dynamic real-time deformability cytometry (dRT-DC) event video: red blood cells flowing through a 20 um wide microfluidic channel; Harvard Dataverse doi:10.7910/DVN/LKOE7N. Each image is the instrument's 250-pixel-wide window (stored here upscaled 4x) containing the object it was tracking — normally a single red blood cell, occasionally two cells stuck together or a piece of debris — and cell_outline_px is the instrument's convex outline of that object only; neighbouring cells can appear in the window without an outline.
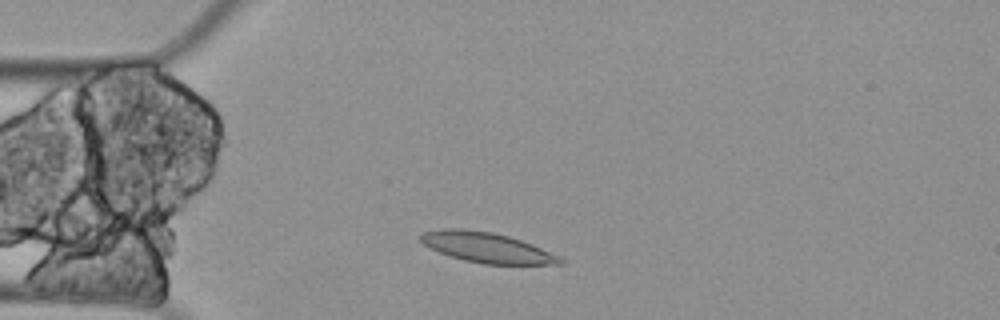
{"species": "Egyptian fruit bat (a non-hibernating species)", "species_latin": "Rousettus aegyptiacus", "temperature_condition": "cold", "stored_images_in_passage": 6, "camera_frame_rate_fps": 3000, "um_per_image_px": 0.085, "animal": {"sex": "female"}, "frame": {"image": 1, "passage_image": 1, "time_ms": 0.0, "image_size_px": [1000, 320], "cell_outline_px": [[568, 264], [484, 264], [464, 260], [440, 252], [424, 244], [420, 240], [420, 236], [424, 232], [440, 228], [460, 228], [492, 232], [508, 236], [532, 244], [560, 256]], "centroid_in_image_um": [41.41, 21.04], "position_along_channel_um": 43.6, "area_um2": 24.39}}
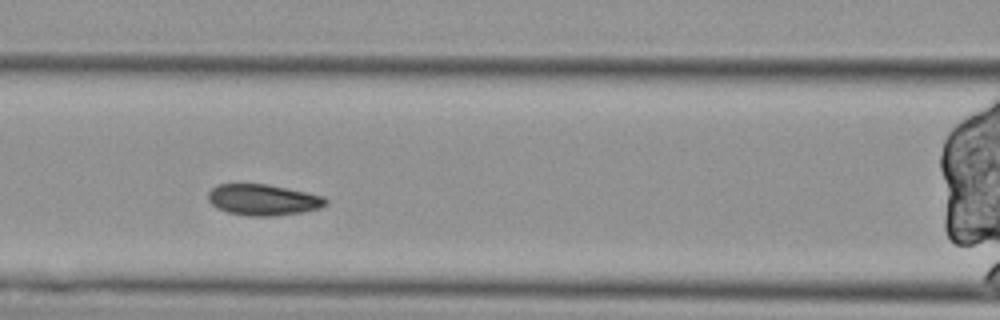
{"frame": {"image": 2, "passage_image": 4, "time_ms": 1.0, "image_size_px": [1000, 320], "cell_outline_px": [[328, 204], [320, 208], [304, 212], [272, 216], [248, 216], [228, 212], [216, 208], [208, 200], [208, 192], [216, 184], [268, 184], [308, 192], [324, 196], [328, 200]], "centroid_in_image_um": [22.39, 16.98], "position_along_channel_um": 144.2, "area_um2": 21.56}}
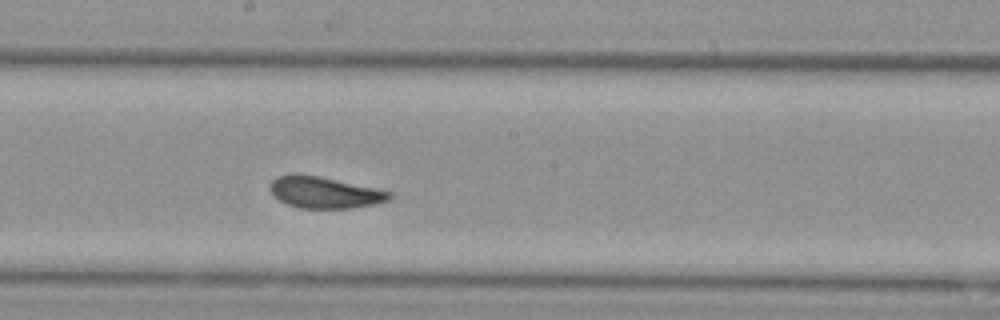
{"frame": {"image": 3, "passage_image": 6, "time_ms": 1.667, "image_size_px": [1000, 320], "cell_outline_px": [[392, 200], [380, 204], [352, 208], [300, 208], [288, 204], [280, 200], [268, 188], [272, 180], [276, 176], [296, 172], [320, 176], [376, 188], [392, 192]], "centroid_in_image_um": [27.62, 16.34], "position_along_channel_um": 220.6, "area_um2": 22.31}}